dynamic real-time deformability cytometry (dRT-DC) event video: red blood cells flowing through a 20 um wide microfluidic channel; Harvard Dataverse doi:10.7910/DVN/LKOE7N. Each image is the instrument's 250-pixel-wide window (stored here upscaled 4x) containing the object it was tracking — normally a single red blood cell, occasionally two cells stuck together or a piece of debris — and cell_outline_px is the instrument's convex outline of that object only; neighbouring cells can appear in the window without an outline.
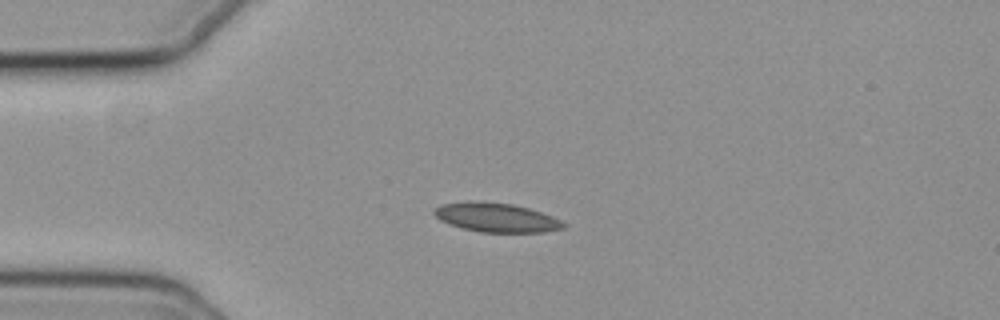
{"species": "common noctule bat (a hibernating species)", "species_latin": "Nyctalus noctula", "temperature_condition": "cold", "stored_images_in_passage": 4, "camera_frame_rate_fps": 3000, "um_per_image_px": 0.085, "animal": {"sex": "female", "body_mass_g": 19.3, "forearm_length_mm": 54.1}, "frame": {"image": 1, "passage_image": 1, "time_ms": 0.0, "image_size_px": [1000, 320], "cell_outline_px": [[568, 224], [564, 228], [544, 232], [480, 232], [448, 224], [440, 220], [432, 212], [432, 208], [440, 204], [512, 204], [528, 208], [552, 216]], "centroid_in_image_um": [42.23, 18.54], "position_along_channel_um": 42.8, "area_um2": 21.04}}